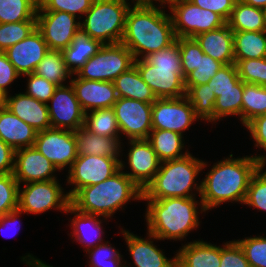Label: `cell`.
<instances>
[{"label":"cell","mask_w":266,"mask_h":267,"mask_svg":"<svg viewBox=\"0 0 266 267\" xmlns=\"http://www.w3.org/2000/svg\"><path fill=\"white\" fill-rule=\"evenodd\" d=\"M229 157L215 163L201 182L202 212L229 201L243 204L252 176L266 164L264 155L232 158L230 154Z\"/></svg>","instance_id":"1"},{"label":"cell","mask_w":266,"mask_h":267,"mask_svg":"<svg viewBox=\"0 0 266 267\" xmlns=\"http://www.w3.org/2000/svg\"><path fill=\"white\" fill-rule=\"evenodd\" d=\"M126 16L125 30L121 40L135 60L169 47L176 41L170 14L161 7L133 5Z\"/></svg>","instance_id":"2"},{"label":"cell","mask_w":266,"mask_h":267,"mask_svg":"<svg viewBox=\"0 0 266 267\" xmlns=\"http://www.w3.org/2000/svg\"><path fill=\"white\" fill-rule=\"evenodd\" d=\"M121 169L110 178L91 186L81 188L71 199L70 204L78 211L111 217L130 199L142 200L143 190L139 188Z\"/></svg>","instance_id":"3"},{"label":"cell","mask_w":266,"mask_h":267,"mask_svg":"<svg viewBox=\"0 0 266 267\" xmlns=\"http://www.w3.org/2000/svg\"><path fill=\"white\" fill-rule=\"evenodd\" d=\"M148 202L146 222L148 232L160 240H180L199 226L195 197L142 199Z\"/></svg>","instance_id":"4"},{"label":"cell","mask_w":266,"mask_h":267,"mask_svg":"<svg viewBox=\"0 0 266 267\" xmlns=\"http://www.w3.org/2000/svg\"><path fill=\"white\" fill-rule=\"evenodd\" d=\"M134 66L157 99L180 98L186 95L177 41L144 59L135 60Z\"/></svg>","instance_id":"5"},{"label":"cell","mask_w":266,"mask_h":267,"mask_svg":"<svg viewBox=\"0 0 266 267\" xmlns=\"http://www.w3.org/2000/svg\"><path fill=\"white\" fill-rule=\"evenodd\" d=\"M206 165L190 153L179 159L161 162L153 180L143 190L142 199L193 197L196 194H193L192 187L200 194L201 184L195 183V179Z\"/></svg>","instance_id":"6"},{"label":"cell","mask_w":266,"mask_h":267,"mask_svg":"<svg viewBox=\"0 0 266 267\" xmlns=\"http://www.w3.org/2000/svg\"><path fill=\"white\" fill-rule=\"evenodd\" d=\"M130 7L122 0H94L81 29L102 45L120 43Z\"/></svg>","instance_id":"7"},{"label":"cell","mask_w":266,"mask_h":267,"mask_svg":"<svg viewBox=\"0 0 266 267\" xmlns=\"http://www.w3.org/2000/svg\"><path fill=\"white\" fill-rule=\"evenodd\" d=\"M169 4L171 20L176 38H194L195 36L221 28L226 21L218 14L202 9L189 0H167L160 6Z\"/></svg>","instance_id":"8"},{"label":"cell","mask_w":266,"mask_h":267,"mask_svg":"<svg viewBox=\"0 0 266 267\" xmlns=\"http://www.w3.org/2000/svg\"><path fill=\"white\" fill-rule=\"evenodd\" d=\"M133 54L123 43L102 45L76 73L81 79L93 81L114 80L134 66Z\"/></svg>","instance_id":"9"},{"label":"cell","mask_w":266,"mask_h":267,"mask_svg":"<svg viewBox=\"0 0 266 267\" xmlns=\"http://www.w3.org/2000/svg\"><path fill=\"white\" fill-rule=\"evenodd\" d=\"M18 187V209L24 213L39 214L52 208L66 212L70 197L56 180L38 181Z\"/></svg>","instance_id":"10"},{"label":"cell","mask_w":266,"mask_h":267,"mask_svg":"<svg viewBox=\"0 0 266 267\" xmlns=\"http://www.w3.org/2000/svg\"><path fill=\"white\" fill-rule=\"evenodd\" d=\"M121 160L95 155H78L68 170L67 183L74 188L67 193L70 199L83 187L98 184L121 169Z\"/></svg>","instance_id":"11"},{"label":"cell","mask_w":266,"mask_h":267,"mask_svg":"<svg viewBox=\"0 0 266 267\" xmlns=\"http://www.w3.org/2000/svg\"><path fill=\"white\" fill-rule=\"evenodd\" d=\"M77 16L63 11H37L36 28L42 34L49 50L67 48L81 29Z\"/></svg>","instance_id":"12"},{"label":"cell","mask_w":266,"mask_h":267,"mask_svg":"<svg viewBox=\"0 0 266 267\" xmlns=\"http://www.w3.org/2000/svg\"><path fill=\"white\" fill-rule=\"evenodd\" d=\"M200 118L186 96L156 99L152 104V129L169 130L183 135Z\"/></svg>","instance_id":"13"},{"label":"cell","mask_w":266,"mask_h":267,"mask_svg":"<svg viewBox=\"0 0 266 267\" xmlns=\"http://www.w3.org/2000/svg\"><path fill=\"white\" fill-rule=\"evenodd\" d=\"M34 147L43 154L58 171L63 170L76 160L77 147L74 131L58 128H48L38 131Z\"/></svg>","instance_id":"14"},{"label":"cell","mask_w":266,"mask_h":267,"mask_svg":"<svg viewBox=\"0 0 266 267\" xmlns=\"http://www.w3.org/2000/svg\"><path fill=\"white\" fill-rule=\"evenodd\" d=\"M122 134L129 140L147 139L152 130V104L129 98H118L113 105Z\"/></svg>","instance_id":"15"},{"label":"cell","mask_w":266,"mask_h":267,"mask_svg":"<svg viewBox=\"0 0 266 267\" xmlns=\"http://www.w3.org/2000/svg\"><path fill=\"white\" fill-rule=\"evenodd\" d=\"M47 104L51 128L76 131L83 127L85 112L76 97L73 86H58Z\"/></svg>","instance_id":"16"},{"label":"cell","mask_w":266,"mask_h":267,"mask_svg":"<svg viewBox=\"0 0 266 267\" xmlns=\"http://www.w3.org/2000/svg\"><path fill=\"white\" fill-rule=\"evenodd\" d=\"M58 170L53 163L34 146L15 150L13 175L19 186L38 181L56 180L52 175Z\"/></svg>","instance_id":"17"},{"label":"cell","mask_w":266,"mask_h":267,"mask_svg":"<svg viewBox=\"0 0 266 267\" xmlns=\"http://www.w3.org/2000/svg\"><path fill=\"white\" fill-rule=\"evenodd\" d=\"M128 163L131 171L125 173L139 188L144 190L153 180L161 161L147 139L129 140Z\"/></svg>","instance_id":"18"},{"label":"cell","mask_w":266,"mask_h":267,"mask_svg":"<svg viewBox=\"0 0 266 267\" xmlns=\"http://www.w3.org/2000/svg\"><path fill=\"white\" fill-rule=\"evenodd\" d=\"M48 51L47 43L36 28L24 40L10 46L5 54L19 75H27L34 73Z\"/></svg>","instance_id":"19"},{"label":"cell","mask_w":266,"mask_h":267,"mask_svg":"<svg viewBox=\"0 0 266 267\" xmlns=\"http://www.w3.org/2000/svg\"><path fill=\"white\" fill-rule=\"evenodd\" d=\"M69 83L73 86L76 97L85 113L95 109L112 108L118 100L114 82L75 77L74 79L71 78Z\"/></svg>","instance_id":"20"},{"label":"cell","mask_w":266,"mask_h":267,"mask_svg":"<svg viewBox=\"0 0 266 267\" xmlns=\"http://www.w3.org/2000/svg\"><path fill=\"white\" fill-rule=\"evenodd\" d=\"M122 233L136 267H176V255L173 259H167L162 250L149 241L151 238L160 240L155 235L148 232L149 238L143 239L126 230Z\"/></svg>","instance_id":"21"},{"label":"cell","mask_w":266,"mask_h":267,"mask_svg":"<svg viewBox=\"0 0 266 267\" xmlns=\"http://www.w3.org/2000/svg\"><path fill=\"white\" fill-rule=\"evenodd\" d=\"M15 95L16 96L6 95L5 107L37 131L51 128L48 106L46 103L40 102L25 93Z\"/></svg>","instance_id":"22"},{"label":"cell","mask_w":266,"mask_h":267,"mask_svg":"<svg viewBox=\"0 0 266 267\" xmlns=\"http://www.w3.org/2000/svg\"><path fill=\"white\" fill-rule=\"evenodd\" d=\"M37 132L7 107L0 108V139L14 150L33 147Z\"/></svg>","instance_id":"23"},{"label":"cell","mask_w":266,"mask_h":267,"mask_svg":"<svg viewBox=\"0 0 266 267\" xmlns=\"http://www.w3.org/2000/svg\"><path fill=\"white\" fill-rule=\"evenodd\" d=\"M204 54L228 65L234 63L233 31L227 24L194 37Z\"/></svg>","instance_id":"24"},{"label":"cell","mask_w":266,"mask_h":267,"mask_svg":"<svg viewBox=\"0 0 266 267\" xmlns=\"http://www.w3.org/2000/svg\"><path fill=\"white\" fill-rule=\"evenodd\" d=\"M221 247L204 241L182 246L176 254V267H220Z\"/></svg>","instance_id":"25"},{"label":"cell","mask_w":266,"mask_h":267,"mask_svg":"<svg viewBox=\"0 0 266 267\" xmlns=\"http://www.w3.org/2000/svg\"><path fill=\"white\" fill-rule=\"evenodd\" d=\"M78 155H95L119 158L121 143L119 138L99 136L80 127L74 131Z\"/></svg>","instance_id":"26"},{"label":"cell","mask_w":266,"mask_h":267,"mask_svg":"<svg viewBox=\"0 0 266 267\" xmlns=\"http://www.w3.org/2000/svg\"><path fill=\"white\" fill-rule=\"evenodd\" d=\"M65 213H74L75 216L72 219L71 226L73 227V238L82 245H86V249L89 250L95 246L103 243L101 241V234L103 229L101 228L102 224L99 218V215L87 214L76 210L71 204L67 208ZM99 219V220H98ZM90 228V230H89Z\"/></svg>","instance_id":"27"},{"label":"cell","mask_w":266,"mask_h":267,"mask_svg":"<svg viewBox=\"0 0 266 267\" xmlns=\"http://www.w3.org/2000/svg\"><path fill=\"white\" fill-rule=\"evenodd\" d=\"M102 44L90 38V36L80 29L71 45L62 50L67 69L76 74L81 67L101 48Z\"/></svg>","instance_id":"28"},{"label":"cell","mask_w":266,"mask_h":267,"mask_svg":"<svg viewBox=\"0 0 266 267\" xmlns=\"http://www.w3.org/2000/svg\"><path fill=\"white\" fill-rule=\"evenodd\" d=\"M226 24L233 32L266 31V10L236 0Z\"/></svg>","instance_id":"29"},{"label":"cell","mask_w":266,"mask_h":267,"mask_svg":"<svg viewBox=\"0 0 266 267\" xmlns=\"http://www.w3.org/2000/svg\"><path fill=\"white\" fill-rule=\"evenodd\" d=\"M118 98H129L153 104L157 97L143 81L137 68L131 67L114 80Z\"/></svg>","instance_id":"30"},{"label":"cell","mask_w":266,"mask_h":267,"mask_svg":"<svg viewBox=\"0 0 266 267\" xmlns=\"http://www.w3.org/2000/svg\"><path fill=\"white\" fill-rule=\"evenodd\" d=\"M234 63L244 59L266 57V31L233 32Z\"/></svg>","instance_id":"31"},{"label":"cell","mask_w":266,"mask_h":267,"mask_svg":"<svg viewBox=\"0 0 266 267\" xmlns=\"http://www.w3.org/2000/svg\"><path fill=\"white\" fill-rule=\"evenodd\" d=\"M182 138L183 135L173 131L152 129L147 140L150 142L159 160L163 162L179 159L188 154L187 151L182 154L181 150L184 148Z\"/></svg>","instance_id":"32"},{"label":"cell","mask_w":266,"mask_h":267,"mask_svg":"<svg viewBox=\"0 0 266 267\" xmlns=\"http://www.w3.org/2000/svg\"><path fill=\"white\" fill-rule=\"evenodd\" d=\"M34 74L57 86H64L63 82L66 81V78L72 77V73L67 69L63 53L60 50H49L37 65Z\"/></svg>","instance_id":"33"},{"label":"cell","mask_w":266,"mask_h":267,"mask_svg":"<svg viewBox=\"0 0 266 267\" xmlns=\"http://www.w3.org/2000/svg\"><path fill=\"white\" fill-rule=\"evenodd\" d=\"M243 87L244 82L240 80L236 84V89L215 91L214 122L230 115H238L242 122Z\"/></svg>","instance_id":"34"},{"label":"cell","mask_w":266,"mask_h":267,"mask_svg":"<svg viewBox=\"0 0 266 267\" xmlns=\"http://www.w3.org/2000/svg\"><path fill=\"white\" fill-rule=\"evenodd\" d=\"M83 127L99 136L119 138L120 134L113 108L95 109L91 110L90 113L86 112Z\"/></svg>","instance_id":"35"},{"label":"cell","mask_w":266,"mask_h":267,"mask_svg":"<svg viewBox=\"0 0 266 267\" xmlns=\"http://www.w3.org/2000/svg\"><path fill=\"white\" fill-rule=\"evenodd\" d=\"M266 114V86L245 83L242 98V124L246 126L251 120Z\"/></svg>","instance_id":"36"},{"label":"cell","mask_w":266,"mask_h":267,"mask_svg":"<svg viewBox=\"0 0 266 267\" xmlns=\"http://www.w3.org/2000/svg\"><path fill=\"white\" fill-rule=\"evenodd\" d=\"M186 97L190 101L195 114L201 120H207L208 122L214 121V105L216 102L215 93L208 84L197 86H185Z\"/></svg>","instance_id":"37"},{"label":"cell","mask_w":266,"mask_h":267,"mask_svg":"<svg viewBox=\"0 0 266 267\" xmlns=\"http://www.w3.org/2000/svg\"><path fill=\"white\" fill-rule=\"evenodd\" d=\"M38 0H0V24L36 20Z\"/></svg>","instance_id":"38"},{"label":"cell","mask_w":266,"mask_h":267,"mask_svg":"<svg viewBox=\"0 0 266 267\" xmlns=\"http://www.w3.org/2000/svg\"><path fill=\"white\" fill-rule=\"evenodd\" d=\"M36 29V20L0 24V51L24 40Z\"/></svg>","instance_id":"39"},{"label":"cell","mask_w":266,"mask_h":267,"mask_svg":"<svg viewBox=\"0 0 266 267\" xmlns=\"http://www.w3.org/2000/svg\"><path fill=\"white\" fill-rule=\"evenodd\" d=\"M224 65L206 54H199L197 69L185 77V86L207 84Z\"/></svg>","instance_id":"40"},{"label":"cell","mask_w":266,"mask_h":267,"mask_svg":"<svg viewBox=\"0 0 266 267\" xmlns=\"http://www.w3.org/2000/svg\"><path fill=\"white\" fill-rule=\"evenodd\" d=\"M235 65L243 82L266 86V57L239 60Z\"/></svg>","instance_id":"41"},{"label":"cell","mask_w":266,"mask_h":267,"mask_svg":"<svg viewBox=\"0 0 266 267\" xmlns=\"http://www.w3.org/2000/svg\"><path fill=\"white\" fill-rule=\"evenodd\" d=\"M18 187L13 173L0 174V217L18 209Z\"/></svg>","instance_id":"42"},{"label":"cell","mask_w":266,"mask_h":267,"mask_svg":"<svg viewBox=\"0 0 266 267\" xmlns=\"http://www.w3.org/2000/svg\"><path fill=\"white\" fill-rule=\"evenodd\" d=\"M251 267H266V237L255 236L236 240Z\"/></svg>","instance_id":"43"},{"label":"cell","mask_w":266,"mask_h":267,"mask_svg":"<svg viewBox=\"0 0 266 267\" xmlns=\"http://www.w3.org/2000/svg\"><path fill=\"white\" fill-rule=\"evenodd\" d=\"M262 169L252 176L244 204L266 211V171L263 173Z\"/></svg>","instance_id":"44"},{"label":"cell","mask_w":266,"mask_h":267,"mask_svg":"<svg viewBox=\"0 0 266 267\" xmlns=\"http://www.w3.org/2000/svg\"><path fill=\"white\" fill-rule=\"evenodd\" d=\"M106 243H101L94 248L86 250L89 253V266L91 267H122L119 251Z\"/></svg>","instance_id":"45"},{"label":"cell","mask_w":266,"mask_h":267,"mask_svg":"<svg viewBox=\"0 0 266 267\" xmlns=\"http://www.w3.org/2000/svg\"><path fill=\"white\" fill-rule=\"evenodd\" d=\"M94 0H38L37 11H63L74 16L86 14Z\"/></svg>","instance_id":"46"},{"label":"cell","mask_w":266,"mask_h":267,"mask_svg":"<svg viewBox=\"0 0 266 267\" xmlns=\"http://www.w3.org/2000/svg\"><path fill=\"white\" fill-rule=\"evenodd\" d=\"M180 50L184 78L197 69L199 54H204L194 38H176Z\"/></svg>","instance_id":"47"},{"label":"cell","mask_w":266,"mask_h":267,"mask_svg":"<svg viewBox=\"0 0 266 267\" xmlns=\"http://www.w3.org/2000/svg\"><path fill=\"white\" fill-rule=\"evenodd\" d=\"M25 76H28V89L25 94L48 104L58 86L34 73Z\"/></svg>","instance_id":"48"},{"label":"cell","mask_w":266,"mask_h":267,"mask_svg":"<svg viewBox=\"0 0 266 267\" xmlns=\"http://www.w3.org/2000/svg\"><path fill=\"white\" fill-rule=\"evenodd\" d=\"M240 80L237 67L232 63L224 65L207 84L215 93L216 90L236 89V84Z\"/></svg>","instance_id":"49"},{"label":"cell","mask_w":266,"mask_h":267,"mask_svg":"<svg viewBox=\"0 0 266 267\" xmlns=\"http://www.w3.org/2000/svg\"><path fill=\"white\" fill-rule=\"evenodd\" d=\"M220 267H251L237 241L226 242L221 247Z\"/></svg>","instance_id":"50"},{"label":"cell","mask_w":266,"mask_h":267,"mask_svg":"<svg viewBox=\"0 0 266 267\" xmlns=\"http://www.w3.org/2000/svg\"><path fill=\"white\" fill-rule=\"evenodd\" d=\"M202 9H208L220 15L226 22L234 8L236 0H189Z\"/></svg>","instance_id":"51"},{"label":"cell","mask_w":266,"mask_h":267,"mask_svg":"<svg viewBox=\"0 0 266 267\" xmlns=\"http://www.w3.org/2000/svg\"><path fill=\"white\" fill-rule=\"evenodd\" d=\"M246 128L249 130L256 147L266 151V114L255 117Z\"/></svg>","instance_id":"52"},{"label":"cell","mask_w":266,"mask_h":267,"mask_svg":"<svg viewBox=\"0 0 266 267\" xmlns=\"http://www.w3.org/2000/svg\"><path fill=\"white\" fill-rule=\"evenodd\" d=\"M20 75L15 67L8 60L5 52L0 51V89L7 95V86L10 85Z\"/></svg>","instance_id":"53"},{"label":"cell","mask_w":266,"mask_h":267,"mask_svg":"<svg viewBox=\"0 0 266 267\" xmlns=\"http://www.w3.org/2000/svg\"><path fill=\"white\" fill-rule=\"evenodd\" d=\"M15 150L0 139V174L13 173Z\"/></svg>","instance_id":"54"},{"label":"cell","mask_w":266,"mask_h":267,"mask_svg":"<svg viewBox=\"0 0 266 267\" xmlns=\"http://www.w3.org/2000/svg\"><path fill=\"white\" fill-rule=\"evenodd\" d=\"M21 214H22V211L19 209H16V210H13V211L7 213L6 215L1 216L0 217V231H3V229H5V227L7 225L11 226V224L12 225L14 224L16 226V224H18L17 219H18L19 215H21ZM19 227H20V225H19Z\"/></svg>","instance_id":"55"},{"label":"cell","mask_w":266,"mask_h":267,"mask_svg":"<svg viewBox=\"0 0 266 267\" xmlns=\"http://www.w3.org/2000/svg\"><path fill=\"white\" fill-rule=\"evenodd\" d=\"M22 259L29 265V267H53L42 262L40 259L34 258V256H31L30 254L24 256Z\"/></svg>","instance_id":"56"},{"label":"cell","mask_w":266,"mask_h":267,"mask_svg":"<svg viewBox=\"0 0 266 267\" xmlns=\"http://www.w3.org/2000/svg\"><path fill=\"white\" fill-rule=\"evenodd\" d=\"M241 1L251 6L266 10V0H241Z\"/></svg>","instance_id":"57"},{"label":"cell","mask_w":266,"mask_h":267,"mask_svg":"<svg viewBox=\"0 0 266 267\" xmlns=\"http://www.w3.org/2000/svg\"><path fill=\"white\" fill-rule=\"evenodd\" d=\"M127 2L126 0H122ZM153 1H157V0H133L134 5H150V4H154Z\"/></svg>","instance_id":"58"},{"label":"cell","mask_w":266,"mask_h":267,"mask_svg":"<svg viewBox=\"0 0 266 267\" xmlns=\"http://www.w3.org/2000/svg\"><path fill=\"white\" fill-rule=\"evenodd\" d=\"M6 104V94L0 89V108Z\"/></svg>","instance_id":"59"},{"label":"cell","mask_w":266,"mask_h":267,"mask_svg":"<svg viewBox=\"0 0 266 267\" xmlns=\"http://www.w3.org/2000/svg\"><path fill=\"white\" fill-rule=\"evenodd\" d=\"M157 1H159V2H166L167 0H157Z\"/></svg>","instance_id":"60"}]
</instances>
